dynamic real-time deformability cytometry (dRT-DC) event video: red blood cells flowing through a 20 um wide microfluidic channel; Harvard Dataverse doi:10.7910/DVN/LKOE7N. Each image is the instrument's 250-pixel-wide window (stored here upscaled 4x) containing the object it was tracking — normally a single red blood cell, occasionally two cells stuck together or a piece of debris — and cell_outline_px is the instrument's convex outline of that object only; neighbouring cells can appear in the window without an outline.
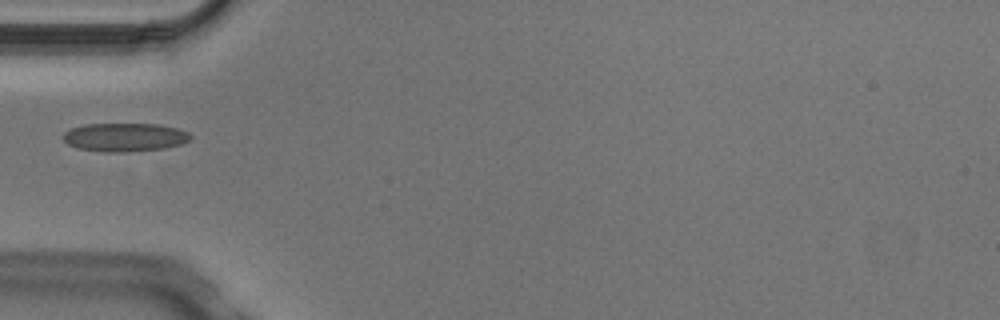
{"species": "Egyptian fruit bat (a non-hibernating species)", "species_latin": "Rousettus aegyptiacus", "temperature_condition": "cold", "stored_images_in_passage": 3, "camera_frame_rate_fps": 3000, "um_per_image_px": 0.085, "animal": {"sex": "male"}, "frame": {"image": 1, "passage_image": 2, "time_ms": 0.333, "image_size_px": [1000, 320], "cell_outline_px": [[192, 140], [180, 144], [164, 148], [128, 152], [104, 152], [80, 148], [68, 144], [64, 140], [64, 132], [72, 128], [88, 124], [160, 124], [176, 128], [188, 132], [192, 136]], "centroid_in_image_um": [10.65, 11.66], "position_along_channel_um": 74.4, "area_um2": 21.04}}